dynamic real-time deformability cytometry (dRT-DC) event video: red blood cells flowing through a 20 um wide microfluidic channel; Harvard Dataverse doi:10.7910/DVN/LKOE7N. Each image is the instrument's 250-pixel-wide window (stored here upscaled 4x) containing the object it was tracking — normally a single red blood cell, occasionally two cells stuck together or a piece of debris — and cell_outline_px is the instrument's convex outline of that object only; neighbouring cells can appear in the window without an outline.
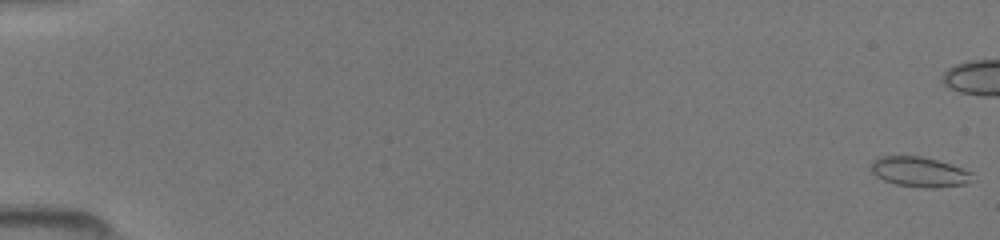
{"species": "common noctule bat (a hibernating species)", "species_latin": "Nyctalus noctula", "temperature_condition": "room temperature", "stored_images_in_passage": 42, "camera_frame_rate_fps": 3000, "um_per_image_px": 0.085, "animal": {"sex": "female", "body_mass_g": 19.5, "forearm_length_mm": 54.1}, "frame": {"image": 1, "passage_image": 1, "time_ms": 0.0, "image_size_px": [1000, 240], "cell_outline_px": [[976, 180], [968, 184], [940, 188], [920, 188], [896, 184], [884, 180], [876, 176], [872, 172], [872, 160], [880, 156], [920, 156], [936, 160], [972, 172]], "centroid_in_image_um": [78.2, 14.64], "position_along_channel_um": 6.8, "area_um2": 17.92}}
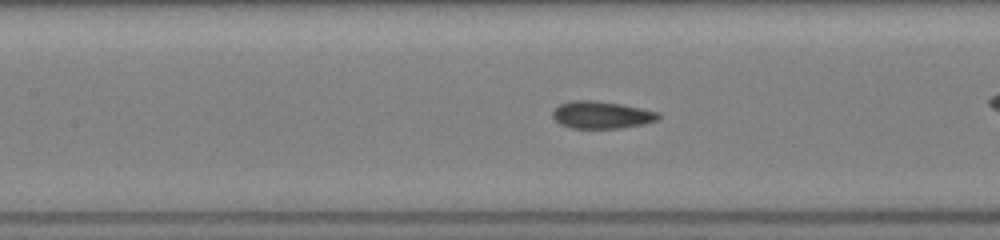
{"frame": {"image": 2, "passage_image": 24, "time_ms": 7.667, "image_size_px": [1000, 240], "cell_outline_px": [[660, 120], [644, 124], [620, 128], [572, 128], [560, 124], [552, 116], [552, 112], [560, 104], [572, 100], [596, 100], [620, 104], [660, 112]], "centroid_in_image_um": [51.16, 9.76], "position_along_channel_um": 156.2, "area_um2": 16.88}}
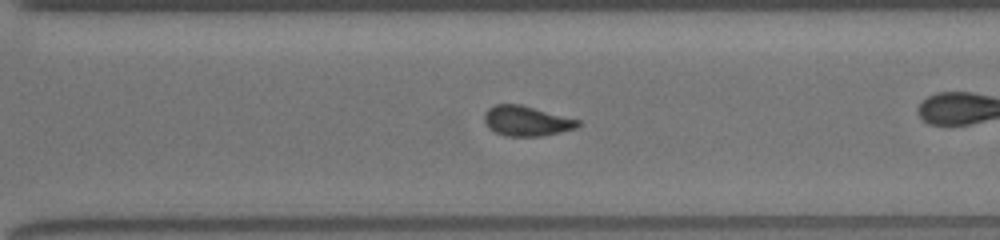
{"frame": {"image": 3, "passage_image": 36, "time_ms": 11.667, "image_size_px": [1000, 240], "cell_outline_px": [[580, 124], [576, 128], [560, 132], [540, 136], [504, 136], [488, 128], [484, 120], [484, 112], [488, 108], [496, 104], [520, 104], [580, 120]], "centroid_in_image_um": [44.72, 10.28], "position_along_channel_um": 325.9, "area_um2": 16.36}}